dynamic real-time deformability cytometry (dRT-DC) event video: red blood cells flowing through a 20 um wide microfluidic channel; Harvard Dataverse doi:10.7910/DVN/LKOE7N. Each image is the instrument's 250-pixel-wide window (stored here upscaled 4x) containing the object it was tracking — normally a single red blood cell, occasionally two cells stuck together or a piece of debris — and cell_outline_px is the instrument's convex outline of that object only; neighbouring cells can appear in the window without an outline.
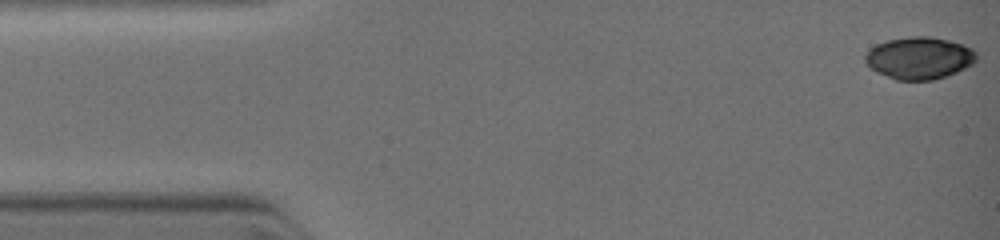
{"species": "common noctule bat (a hibernating species)", "species_latin": "Nyctalus noctula", "temperature_condition": "warm", "stored_images_in_passage": 30, "camera_frame_rate_fps": 3000, "um_per_image_px": 0.085, "animal": {"sex": "female", "body_mass_g": 19.0, "forearm_length_mm": 51.5}, "frame": {"image": 1, "passage_image": 1, "time_ms": 0.0, "image_size_px": [1000, 240], "cell_outline_px": [[976, 60], [972, 64], [956, 72], [932, 80], [896, 80], [876, 72], [864, 60], [864, 56], [876, 44], [888, 40], [912, 36], [928, 36], [948, 40], [972, 48], [976, 52]], "centroid_in_image_um": [78.13, 4.93], "position_along_channel_um": 6.9, "area_um2": 27.05}}
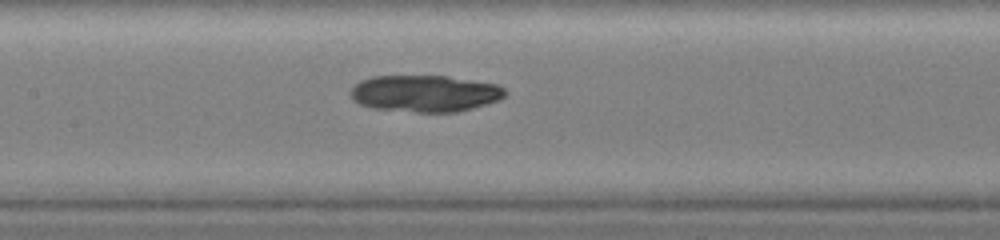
{"frame": {"image": 2, "passage_image": 16, "time_ms": 5.333, "image_size_px": [1000, 240], "cell_outline_px": [[508, 92], [500, 100], [472, 108], [456, 112], [416, 112], [372, 108], [360, 104], [352, 100], [348, 92], [360, 80], [372, 76], [448, 76], [496, 84], [504, 88]], "centroid_in_image_um": [36.1, 7.94], "position_along_channel_um": 171.3, "area_um2": 33.23}}
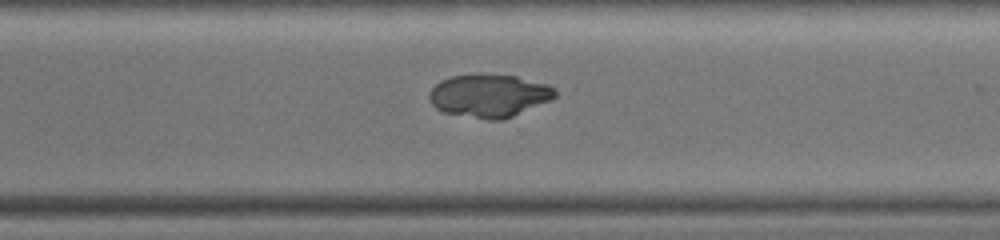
{"frame": {"image": 3, "passage_image": 30, "time_ms": 8.333, "image_size_px": [1000, 240], "cell_outline_px": [[556, 96], [552, 100], [504, 120], [488, 120], [444, 112], [436, 108], [428, 100], [428, 92], [440, 80], [452, 76], [516, 76], [548, 84], [556, 88]], "centroid_in_image_um": [41.6, 8.16], "position_along_channel_um": 329.0, "area_um2": 31.27}}